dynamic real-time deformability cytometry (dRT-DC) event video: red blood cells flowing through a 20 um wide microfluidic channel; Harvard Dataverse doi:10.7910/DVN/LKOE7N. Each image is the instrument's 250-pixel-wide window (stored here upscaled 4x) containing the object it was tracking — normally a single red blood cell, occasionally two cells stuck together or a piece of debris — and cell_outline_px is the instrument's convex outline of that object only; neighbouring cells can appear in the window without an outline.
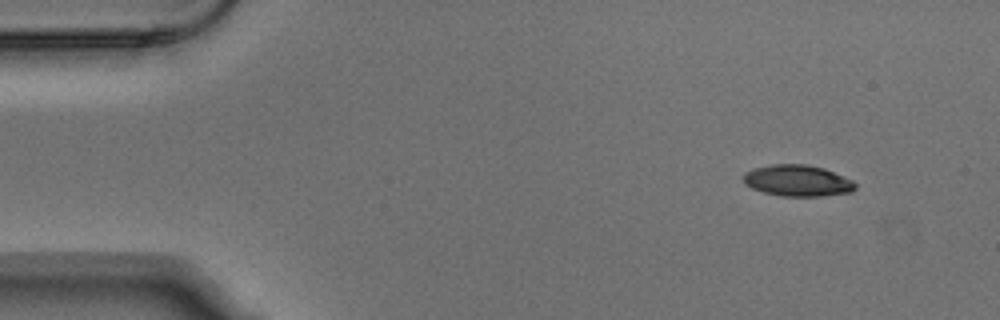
{"species": "Egyptian fruit bat (a non-hibernating species)", "species_latin": "Rousettus aegyptiacus", "temperature_condition": "warm", "stored_images_in_passage": 4, "camera_frame_rate_fps": 3000, "um_per_image_px": 0.085, "animal": {"sex": "male"}, "frame": {"image": 1, "passage_image": 1, "time_ms": 0.0, "image_size_px": [1000, 320], "cell_outline_px": [[856, 188], [852, 192], [820, 196], [780, 196], [764, 192], [752, 188], [744, 184], [744, 172], [756, 168], [772, 164], [808, 164], [824, 168], [852, 180], [856, 184]], "centroid_in_image_um": [67.8, 15.35], "position_along_channel_um": 17.2, "area_um2": 20.4}}
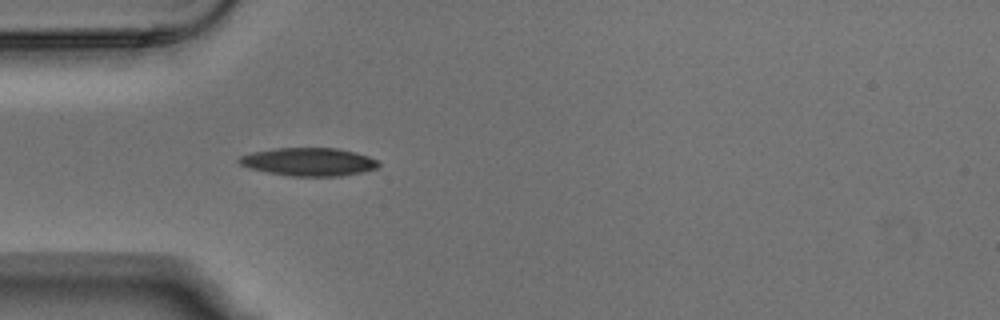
{"frame": {"image": 2, "passage_image": 4, "time_ms": 1.0, "image_size_px": [1000, 320], "cell_outline_px": [[380, 164], [376, 168], [360, 172], [340, 176], [292, 176], [268, 172], [248, 168], [240, 164], [236, 160], [240, 156], [252, 152], [276, 148], [336, 148], [356, 152], [380, 160]], "centroid_in_image_um": [26.24, 13.75], "position_along_channel_um": 58.8, "area_um2": 22.83}}